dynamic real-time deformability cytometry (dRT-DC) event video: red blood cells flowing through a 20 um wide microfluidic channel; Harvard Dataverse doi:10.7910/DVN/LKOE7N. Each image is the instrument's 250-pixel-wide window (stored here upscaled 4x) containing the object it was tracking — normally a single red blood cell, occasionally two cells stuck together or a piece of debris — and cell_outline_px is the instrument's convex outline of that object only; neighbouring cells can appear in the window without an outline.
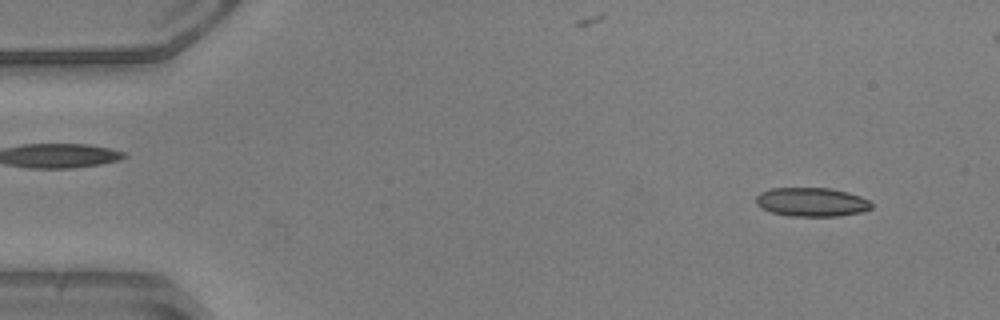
{"species": "common noctule bat (a hibernating species)", "species_latin": "Nyctalus noctula", "temperature_condition": "warm", "stored_images_in_passage": 52, "camera_frame_rate_fps": 3000, "um_per_image_px": 0.085, "animal": {"sex": "male", "body_mass_g": 20.5, "forearm_length_mm": 52.5}, "frame": {"image": 1, "passage_image": 4, "time_ms": 1.0, "image_size_px": [1000, 320], "cell_outline_px": [[872, 208], [860, 212], [836, 216], [788, 216], [772, 212], [756, 204], [756, 196], [760, 192], [772, 188], [832, 188], [848, 192], [860, 196], [868, 200], [872, 204]], "centroid_in_image_um": [68.99, 17.16], "position_along_channel_um": 16.0, "area_um2": 19.36}}
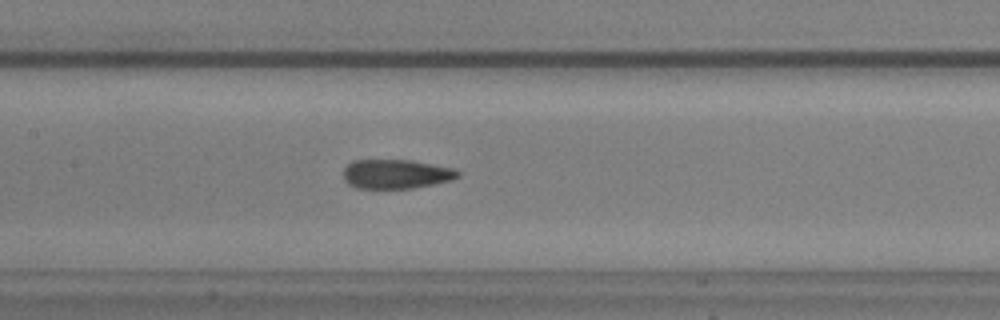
{"frame": {"image": 2, "passage_image": 24, "time_ms": 7.667, "image_size_px": [1000, 320], "cell_outline_px": [[460, 176], [452, 180], [412, 188], [356, 188], [348, 184], [344, 180], [344, 168], [352, 160], [412, 160], [456, 168], [460, 172]], "centroid_in_image_um": [33.69, 14.78], "position_along_channel_um": 173.7, "area_um2": 19.65}}
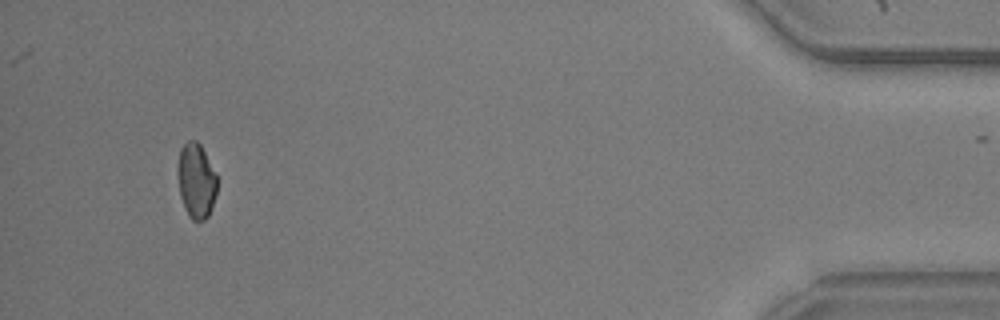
{"frame": {"image": 3, "passage_image": 48, "time_ms": 15.667, "image_size_px": [1000, 320], "cell_outline_px": [[216, 192], [212, 208], [208, 216], [204, 220], [192, 220], [188, 216], [184, 208], [180, 196], [180, 148], [188, 140], [196, 140], [200, 144], [216, 176]], "centroid_in_image_um": [16.7, 15.41], "position_along_channel_um": 418.5, "area_um2": 16.53}}